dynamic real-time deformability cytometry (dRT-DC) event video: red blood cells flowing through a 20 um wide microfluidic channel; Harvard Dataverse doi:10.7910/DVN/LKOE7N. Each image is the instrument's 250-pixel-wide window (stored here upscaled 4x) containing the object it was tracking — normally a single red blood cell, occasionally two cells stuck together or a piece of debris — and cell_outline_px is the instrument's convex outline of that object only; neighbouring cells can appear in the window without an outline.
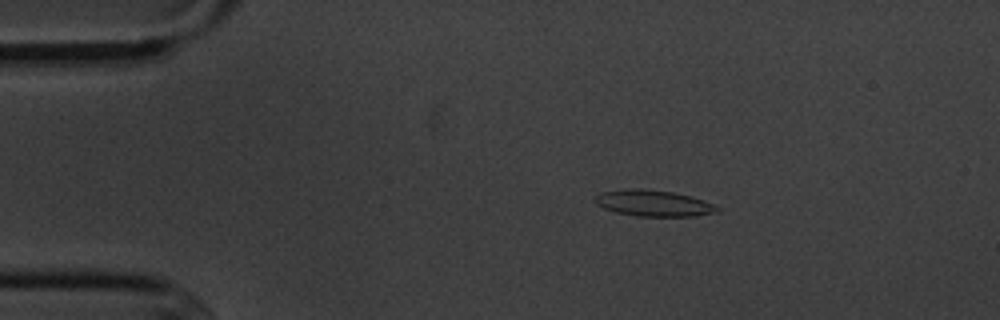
{"species": "common noctule bat (a hibernating species)", "species_latin": "Nyctalus noctula", "temperature_condition": "cold", "stored_images_in_passage": 9, "camera_frame_rate_fps": 3000, "um_per_image_px": 0.085, "animal": {"sex": "male", "body_mass_g": 20.1, "forearm_length_mm": 53.5}, "frame": {"image": 1, "passage_image": 2, "time_ms": 1.0, "image_size_px": [1000, 320], "cell_outline_px": [[720, 212], [696, 216], [636, 216], [616, 212], [604, 208], [596, 204], [592, 200], [600, 192], [624, 188], [640, 188], [672, 192], [688, 196], [712, 204], [720, 208]], "centroid_in_image_um": [55.49, 17.27], "position_along_channel_um": 29.5, "area_um2": 18.67}}
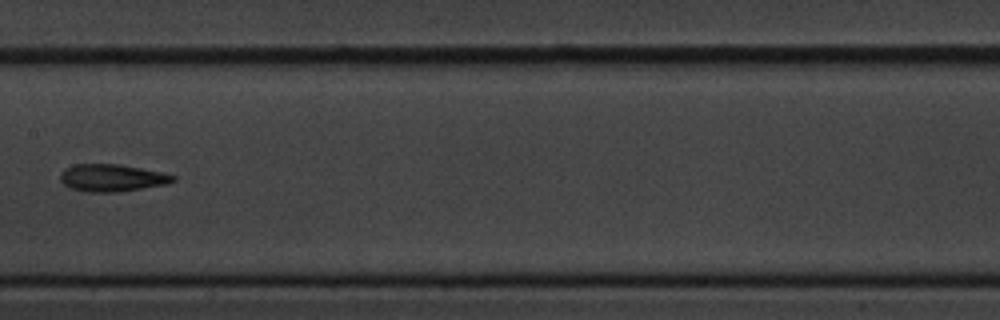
{"frame": {"image": 2, "passage_image": 7, "time_ms": 7.0, "image_size_px": [1000, 320], "cell_outline_px": [[176, 180], [168, 184], [120, 192], [84, 192], [68, 188], [60, 180], [60, 172], [64, 168], [76, 164], [120, 164], [160, 172], [176, 176]], "centroid_in_image_um": [9.49, 15.13], "position_along_channel_um": 197.9, "area_um2": 18.15}}
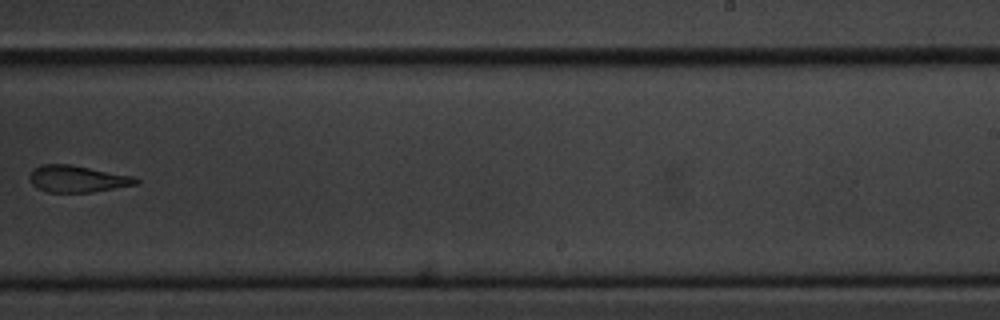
{"frame": {"image": 3, "passage_image": 9, "time_ms": 9.333, "image_size_px": [1000, 320], "cell_outline_px": [[140, 180], [136, 184], [92, 192], [48, 192], [36, 188], [32, 184], [28, 176], [32, 168], [40, 164], [72, 164], [136, 176]], "centroid_in_image_um": [6.55, 15.18], "position_along_channel_um": 282.4, "area_um2": 16.88}}